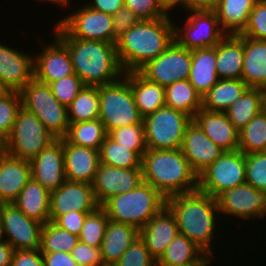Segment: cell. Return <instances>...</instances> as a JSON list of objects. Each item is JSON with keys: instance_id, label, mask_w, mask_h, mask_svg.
Listing matches in <instances>:
<instances>
[{"instance_id": "cell-1", "label": "cell", "mask_w": 266, "mask_h": 266, "mask_svg": "<svg viewBox=\"0 0 266 266\" xmlns=\"http://www.w3.org/2000/svg\"><path fill=\"white\" fill-rule=\"evenodd\" d=\"M166 206L176 218L179 234L194 242L212 259L215 252L211 243L220 215L217 200L197 189L166 198Z\"/></svg>"}, {"instance_id": "cell-2", "label": "cell", "mask_w": 266, "mask_h": 266, "mask_svg": "<svg viewBox=\"0 0 266 266\" xmlns=\"http://www.w3.org/2000/svg\"><path fill=\"white\" fill-rule=\"evenodd\" d=\"M170 16L141 20L117 38L115 46L124 73L138 71L175 41L174 20Z\"/></svg>"}, {"instance_id": "cell-3", "label": "cell", "mask_w": 266, "mask_h": 266, "mask_svg": "<svg viewBox=\"0 0 266 266\" xmlns=\"http://www.w3.org/2000/svg\"><path fill=\"white\" fill-rule=\"evenodd\" d=\"M141 168L143 181L165 198L198 189V175L180 149H147Z\"/></svg>"}, {"instance_id": "cell-4", "label": "cell", "mask_w": 266, "mask_h": 266, "mask_svg": "<svg viewBox=\"0 0 266 266\" xmlns=\"http://www.w3.org/2000/svg\"><path fill=\"white\" fill-rule=\"evenodd\" d=\"M68 48L75 74L85 86H102L119 80L124 71L114 43L59 38Z\"/></svg>"}, {"instance_id": "cell-5", "label": "cell", "mask_w": 266, "mask_h": 266, "mask_svg": "<svg viewBox=\"0 0 266 266\" xmlns=\"http://www.w3.org/2000/svg\"><path fill=\"white\" fill-rule=\"evenodd\" d=\"M165 206L166 198L144 181L135 189L115 195L101 205L110 220L132 225L138 230Z\"/></svg>"}, {"instance_id": "cell-6", "label": "cell", "mask_w": 266, "mask_h": 266, "mask_svg": "<svg viewBox=\"0 0 266 266\" xmlns=\"http://www.w3.org/2000/svg\"><path fill=\"white\" fill-rule=\"evenodd\" d=\"M56 139L36 115L21 107L11 134L2 143V150L12 157L31 162Z\"/></svg>"}, {"instance_id": "cell-7", "label": "cell", "mask_w": 266, "mask_h": 266, "mask_svg": "<svg viewBox=\"0 0 266 266\" xmlns=\"http://www.w3.org/2000/svg\"><path fill=\"white\" fill-rule=\"evenodd\" d=\"M99 100V120L107 133L123 126L143 123L130 82L124 75L113 83L99 86Z\"/></svg>"}, {"instance_id": "cell-8", "label": "cell", "mask_w": 266, "mask_h": 266, "mask_svg": "<svg viewBox=\"0 0 266 266\" xmlns=\"http://www.w3.org/2000/svg\"><path fill=\"white\" fill-rule=\"evenodd\" d=\"M19 93L21 106L36 115L55 138L66 136L69 129L67 107L52 94L48 84L33 78Z\"/></svg>"}, {"instance_id": "cell-9", "label": "cell", "mask_w": 266, "mask_h": 266, "mask_svg": "<svg viewBox=\"0 0 266 266\" xmlns=\"http://www.w3.org/2000/svg\"><path fill=\"white\" fill-rule=\"evenodd\" d=\"M58 38H75L116 43L113 16L90 8L87 4L69 13L54 25Z\"/></svg>"}, {"instance_id": "cell-10", "label": "cell", "mask_w": 266, "mask_h": 266, "mask_svg": "<svg viewBox=\"0 0 266 266\" xmlns=\"http://www.w3.org/2000/svg\"><path fill=\"white\" fill-rule=\"evenodd\" d=\"M193 118L164 106L143 118L148 149H180L187 126Z\"/></svg>"}, {"instance_id": "cell-11", "label": "cell", "mask_w": 266, "mask_h": 266, "mask_svg": "<svg viewBox=\"0 0 266 266\" xmlns=\"http://www.w3.org/2000/svg\"><path fill=\"white\" fill-rule=\"evenodd\" d=\"M246 183L245 154L240 150L224 151L198 175V190L215 199L226 190Z\"/></svg>"}, {"instance_id": "cell-12", "label": "cell", "mask_w": 266, "mask_h": 266, "mask_svg": "<svg viewBox=\"0 0 266 266\" xmlns=\"http://www.w3.org/2000/svg\"><path fill=\"white\" fill-rule=\"evenodd\" d=\"M188 12L184 25L179 27L174 21V39L179 46L188 50L215 47L227 35L214 10Z\"/></svg>"}, {"instance_id": "cell-13", "label": "cell", "mask_w": 266, "mask_h": 266, "mask_svg": "<svg viewBox=\"0 0 266 266\" xmlns=\"http://www.w3.org/2000/svg\"><path fill=\"white\" fill-rule=\"evenodd\" d=\"M191 50L175 41L157 58L147 62L138 72L147 80L167 87L176 81L186 80L191 69Z\"/></svg>"}, {"instance_id": "cell-14", "label": "cell", "mask_w": 266, "mask_h": 266, "mask_svg": "<svg viewBox=\"0 0 266 266\" xmlns=\"http://www.w3.org/2000/svg\"><path fill=\"white\" fill-rule=\"evenodd\" d=\"M0 218L5 241L14 250L40 249L43 224L27 217L13 203L0 204Z\"/></svg>"}, {"instance_id": "cell-15", "label": "cell", "mask_w": 266, "mask_h": 266, "mask_svg": "<svg viewBox=\"0 0 266 266\" xmlns=\"http://www.w3.org/2000/svg\"><path fill=\"white\" fill-rule=\"evenodd\" d=\"M220 215L240 219H264L266 217V192L244 183L221 193L217 198Z\"/></svg>"}, {"instance_id": "cell-16", "label": "cell", "mask_w": 266, "mask_h": 266, "mask_svg": "<svg viewBox=\"0 0 266 266\" xmlns=\"http://www.w3.org/2000/svg\"><path fill=\"white\" fill-rule=\"evenodd\" d=\"M50 221L75 212H93L98 204L92 184L66 180L57 190L50 192Z\"/></svg>"}, {"instance_id": "cell-17", "label": "cell", "mask_w": 266, "mask_h": 266, "mask_svg": "<svg viewBox=\"0 0 266 266\" xmlns=\"http://www.w3.org/2000/svg\"><path fill=\"white\" fill-rule=\"evenodd\" d=\"M143 182L142 168H117L100 163L92 188L101 206L109 198L135 189Z\"/></svg>"}, {"instance_id": "cell-18", "label": "cell", "mask_w": 266, "mask_h": 266, "mask_svg": "<svg viewBox=\"0 0 266 266\" xmlns=\"http://www.w3.org/2000/svg\"><path fill=\"white\" fill-rule=\"evenodd\" d=\"M51 37V44L34 56V78L45 84L75 74L67 46L54 33Z\"/></svg>"}, {"instance_id": "cell-19", "label": "cell", "mask_w": 266, "mask_h": 266, "mask_svg": "<svg viewBox=\"0 0 266 266\" xmlns=\"http://www.w3.org/2000/svg\"><path fill=\"white\" fill-rule=\"evenodd\" d=\"M31 177L49 192L57 190L65 181L62 138L56 139L31 162Z\"/></svg>"}, {"instance_id": "cell-20", "label": "cell", "mask_w": 266, "mask_h": 266, "mask_svg": "<svg viewBox=\"0 0 266 266\" xmlns=\"http://www.w3.org/2000/svg\"><path fill=\"white\" fill-rule=\"evenodd\" d=\"M180 150L197 175L224 152L193 120L186 128Z\"/></svg>"}, {"instance_id": "cell-21", "label": "cell", "mask_w": 266, "mask_h": 266, "mask_svg": "<svg viewBox=\"0 0 266 266\" xmlns=\"http://www.w3.org/2000/svg\"><path fill=\"white\" fill-rule=\"evenodd\" d=\"M0 78L9 91L19 92L34 78V56L0 42Z\"/></svg>"}, {"instance_id": "cell-22", "label": "cell", "mask_w": 266, "mask_h": 266, "mask_svg": "<svg viewBox=\"0 0 266 266\" xmlns=\"http://www.w3.org/2000/svg\"><path fill=\"white\" fill-rule=\"evenodd\" d=\"M66 180L92 184L100 165L99 150L78 146L62 138Z\"/></svg>"}, {"instance_id": "cell-23", "label": "cell", "mask_w": 266, "mask_h": 266, "mask_svg": "<svg viewBox=\"0 0 266 266\" xmlns=\"http://www.w3.org/2000/svg\"><path fill=\"white\" fill-rule=\"evenodd\" d=\"M178 234L176 218L167 206L139 230V237L156 260L162 256L165 249Z\"/></svg>"}, {"instance_id": "cell-24", "label": "cell", "mask_w": 266, "mask_h": 266, "mask_svg": "<svg viewBox=\"0 0 266 266\" xmlns=\"http://www.w3.org/2000/svg\"><path fill=\"white\" fill-rule=\"evenodd\" d=\"M199 128L223 151H235L239 146V131L225 112L201 108L193 117Z\"/></svg>"}, {"instance_id": "cell-25", "label": "cell", "mask_w": 266, "mask_h": 266, "mask_svg": "<svg viewBox=\"0 0 266 266\" xmlns=\"http://www.w3.org/2000/svg\"><path fill=\"white\" fill-rule=\"evenodd\" d=\"M30 179L29 161L0 151V204L13 203Z\"/></svg>"}, {"instance_id": "cell-26", "label": "cell", "mask_w": 266, "mask_h": 266, "mask_svg": "<svg viewBox=\"0 0 266 266\" xmlns=\"http://www.w3.org/2000/svg\"><path fill=\"white\" fill-rule=\"evenodd\" d=\"M244 36L227 34L216 45V70L219 79H241Z\"/></svg>"}, {"instance_id": "cell-27", "label": "cell", "mask_w": 266, "mask_h": 266, "mask_svg": "<svg viewBox=\"0 0 266 266\" xmlns=\"http://www.w3.org/2000/svg\"><path fill=\"white\" fill-rule=\"evenodd\" d=\"M138 237L136 227L109 219L100 247L104 265L113 266Z\"/></svg>"}, {"instance_id": "cell-28", "label": "cell", "mask_w": 266, "mask_h": 266, "mask_svg": "<svg viewBox=\"0 0 266 266\" xmlns=\"http://www.w3.org/2000/svg\"><path fill=\"white\" fill-rule=\"evenodd\" d=\"M129 80L135 104L144 118L165 106V87L151 82L138 71L124 73Z\"/></svg>"}, {"instance_id": "cell-29", "label": "cell", "mask_w": 266, "mask_h": 266, "mask_svg": "<svg viewBox=\"0 0 266 266\" xmlns=\"http://www.w3.org/2000/svg\"><path fill=\"white\" fill-rule=\"evenodd\" d=\"M241 79L250 88L266 87V40L244 36V60Z\"/></svg>"}, {"instance_id": "cell-30", "label": "cell", "mask_w": 266, "mask_h": 266, "mask_svg": "<svg viewBox=\"0 0 266 266\" xmlns=\"http://www.w3.org/2000/svg\"><path fill=\"white\" fill-rule=\"evenodd\" d=\"M191 57L188 81L203 96L220 80L216 70V46L191 50Z\"/></svg>"}, {"instance_id": "cell-31", "label": "cell", "mask_w": 266, "mask_h": 266, "mask_svg": "<svg viewBox=\"0 0 266 266\" xmlns=\"http://www.w3.org/2000/svg\"><path fill=\"white\" fill-rule=\"evenodd\" d=\"M50 192L32 177L13 204L27 217L41 224L50 221Z\"/></svg>"}, {"instance_id": "cell-32", "label": "cell", "mask_w": 266, "mask_h": 266, "mask_svg": "<svg viewBox=\"0 0 266 266\" xmlns=\"http://www.w3.org/2000/svg\"><path fill=\"white\" fill-rule=\"evenodd\" d=\"M257 0H218L214 8L220 28L226 34H240L247 26Z\"/></svg>"}, {"instance_id": "cell-33", "label": "cell", "mask_w": 266, "mask_h": 266, "mask_svg": "<svg viewBox=\"0 0 266 266\" xmlns=\"http://www.w3.org/2000/svg\"><path fill=\"white\" fill-rule=\"evenodd\" d=\"M212 260L194 242L178 234L157 261L166 265H210Z\"/></svg>"}, {"instance_id": "cell-34", "label": "cell", "mask_w": 266, "mask_h": 266, "mask_svg": "<svg viewBox=\"0 0 266 266\" xmlns=\"http://www.w3.org/2000/svg\"><path fill=\"white\" fill-rule=\"evenodd\" d=\"M248 88L242 79H220L202 96V108L225 112Z\"/></svg>"}, {"instance_id": "cell-35", "label": "cell", "mask_w": 266, "mask_h": 266, "mask_svg": "<svg viewBox=\"0 0 266 266\" xmlns=\"http://www.w3.org/2000/svg\"><path fill=\"white\" fill-rule=\"evenodd\" d=\"M165 106L186 113L192 118L202 108V96L186 80L165 87Z\"/></svg>"}, {"instance_id": "cell-36", "label": "cell", "mask_w": 266, "mask_h": 266, "mask_svg": "<svg viewBox=\"0 0 266 266\" xmlns=\"http://www.w3.org/2000/svg\"><path fill=\"white\" fill-rule=\"evenodd\" d=\"M260 111L262 93L259 88L248 87L246 91L225 111L234 127L242 130Z\"/></svg>"}, {"instance_id": "cell-37", "label": "cell", "mask_w": 266, "mask_h": 266, "mask_svg": "<svg viewBox=\"0 0 266 266\" xmlns=\"http://www.w3.org/2000/svg\"><path fill=\"white\" fill-rule=\"evenodd\" d=\"M69 123L91 121L99 118V86H84L67 107Z\"/></svg>"}, {"instance_id": "cell-38", "label": "cell", "mask_w": 266, "mask_h": 266, "mask_svg": "<svg viewBox=\"0 0 266 266\" xmlns=\"http://www.w3.org/2000/svg\"><path fill=\"white\" fill-rule=\"evenodd\" d=\"M107 136L105 126L98 118L91 121L69 123V129L64 138L71 144L100 151Z\"/></svg>"}, {"instance_id": "cell-39", "label": "cell", "mask_w": 266, "mask_h": 266, "mask_svg": "<svg viewBox=\"0 0 266 266\" xmlns=\"http://www.w3.org/2000/svg\"><path fill=\"white\" fill-rule=\"evenodd\" d=\"M100 163L117 168H141L142 157L130 147L116 143L109 136L100 148Z\"/></svg>"}, {"instance_id": "cell-40", "label": "cell", "mask_w": 266, "mask_h": 266, "mask_svg": "<svg viewBox=\"0 0 266 266\" xmlns=\"http://www.w3.org/2000/svg\"><path fill=\"white\" fill-rule=\"evenodd\" d=\"M238 150L245 155L266 151V113L263 110L239 131Z\"/></svg>"}, {"instance_id": "cell-41", "label": "cell", "mask_w": 266, "mask_h": 266, "mask_svg": "<svg viewBox=\"0 0 266 266\" xmlns=\"http://www.w3.org/2000/svg\"><path fill=\"white\" fill-rule=\"evenodd\" d=\"M79 237L71 234L63 228L49 221L41 230L40 251L42 253H54L58 251L71 253Z\"/></svg>"}, {"instance_id": "cell-42", "label": "cell", "mask_w": 266, "mask_h": 266, "mask_svg": "<svg viewBox=\"0 0 266 266\" xmlns=\"http://www.w3.org/2000/svg\"><path fill=\"white\" fill-rule=\"evenodd\" d=\"M108 221L109 218L101 206L88 213L79 235V241L92 247H101Z\"/></svg>"}, {"instance_id": "cell-43", "label": "cell", "mask_w": 266, "mask_h": 266, "mask_svg": "<svg viewBox=\"0 0 266 266\" xmlns=\"http://www.w3.org/2000/svg\"><path fill=\"white\" fill-rule=\"evenodd\" d=\"M108 136L116 143L124 147H130V150L136 151L141 157L148 149L146 145L144 123L113 129L108 133Z\"/></svg>"}, {"instance_id": "cell-44", "label": "cell", "mask_w": 266, "mask_h": 266, "mask_svg": "<svg viewBox=\"0 0 266 266\" xmlns=\"http://www.w3.org/2000/svg\"><path fill=\"white\" fill-rule=\"evenodd\" d=\"M21 96L17 91H9L0 96V142L11 134L18 110L21 108Z\"/></svg>"}, {"instance_id": "cell-45", "label": "cell", "mask_w": 266, "mask_h": 266, "mask_svg": "<svg viewBox=\"0 0 266 266\" xmlns=\"http://www.w3.org/2000/svg\"><path fill=\"white\" fill-rule=\"evenodd\" d=\"M246 183L257 190L266 192V152H253L245 155Z\"/></svg>"}, {"instance_id": "cell-46", "label": "cell", "mask_w": 266, "mask_h": 266, "mask_svg": "<svg viewBox=\"0 0 266 266\" xmlns=\"http://www.w3.org/2000/svg\"><path fill=\"white\" fill-rule=\"evenodd\" d=\"M124 6L141 20H153L169 16L170 9L164 0H124Z\"/></svg>"}, {"instance_id": "cell-47", "label": "cell", "mask_w": 266, "mask_h": 266, "mask_svg": "<svg viewBox=\"0 0 266 266\" xmlns=\"http://www.w3.org/2000/svg\"><path fill=\"white\" fill-rule=\"evenodd\" d=\"M58 101L68 107L85 86L77 74L65 76L48 84Z\"/></svg>"}, {"instance_id": "cell-48", "label": "cell", "mask_w": 266, "mask_h": 266, "mask_svg": "<svg viewBox=\"0 0 266 266\" xmlns=\"http://www.w3.org/2000/svg\"><path fill=\"white\" fill-rule=\"evenodd\" d=\"M156 259L138 237L113 266H154Z\"/></svg>"}, {"instance_id": "cell-49", "label": "cell", "mask_w": 266, "mask_h": 266, "mask_svg": "<svg viewBox=\"0 0 266 266\" xmlns=\"http://www.w3.org/2000/svg\"><path fill=\"white\" fill-rule=\"evenodd\" d=\"M247 38L266 40V0H257L247 26L240 33Z\"/></svg>"}, {"instance_id": "cell-50", "label": "cell", "mask_w": 266, "mask_h": 266, "mask_svg": "<svg viewBox=\"0 0 266 266\" xmlns=\"http://www.w3.org/2000/svg\"><path fill=\"white\" fill-rule=\"evenodd\" d=\"M71 256L78 266H105L100 247H92L81 241L75 245Z\"/></svg>"}, {"instance_id": "cell-51", "label": "cell", "mask_w": 266, "mask_h": 266, "mask_svg": "<svg viewBox=\"0 0 266 266\" xmlns=\"http://www.w3.org/2000/svg\"><path fill=\"white\" fill-rule=\"evenodd\" d=\"M140 21L141 18H139L132 10L123 6L113 15L114 36L119 38Z\"/></svg>"}, {"instance_id": "cell-52", "label": "cell", "mask_w": 266, "mask_h": 266, "mask_svg": "<svg viewBox=\"0 0 266 266\" xmlns=\"http://www.w3.org/2000/svg\"><path fill=\"white\" fill-rule=\"evenodd\" d=\"M91 212L71 211L59 216L54 223L64 230L79 237L81 229L85 223V218Z\"/></svg>"}, {"instance_id": "cell-53", "label": "cell", "mask_w": 266, "mask_h": 266, "mask_svg": "<svg viewBox=\"0 0 266 266\" xmlns=\"http://www.w3.org/2000/svg\"><path fill=\"white\" fill-rule=\"evenodd\" d=\"M11 266H44L40 249L14 250Z\"/></svg>"}, {"instance_id": "cell-54", "label": "cell", "mask_w": 266, "mask_h": 266, "mask_svg": "<svg viewBox=\"0 0 266 266\" xmlns=\"http://www.w3.org/2000/svg\"><path fill=\"white\" fill-rule=\"evenodd\" d=\"M218 0H174L170 5V11H173L176 7H184V10H214ZM179 6V7H178Z\"/></svg>"}, {"instance_id": "cell-55", "label": "cell", "mask_w": 266, "mask_h": 266, "mask_svg": "<svg viewBox=\"0 0 266 266\" xmlns=\"http://www.w3.org/2000/svg\"><path fill=\"white\" fill-rule=\"evenodd\" d=\"M44 266H78L68 252L42 253Z\"/></svg>"}, {"instance_id": "cell-56", "label": "cell", "mask_w": 266, "mask_h": 266, "mask_svg": "<svg viewBox=\"0 0 266 266\" xmlns=\"http://www.w3.org/2000/svg\"><path fill=\"white\" fill-rule=\"evenodd\" d=\"M86 3L90 8L102 11L109 15H114L124 6V0H89Z\"/></svg>"}, {"instance_id": "cell-57", "label": "cell", "mask_w": 266, "mask_h": 266, "mask_svg": "<svg viewBox=\"0 0 266 266\" xmlns=\"http://www.w3.org/2000/svg\"><path fill=\"white\" fill-rule=\"evenodd\" d=\"M14 249L8 242L0 244V266H11Z\"/></svg>"}, {"instance_id": "cell-58", "label": "cell", "mask_w": 266, "mask_h": 266, "mask_svg": "<svg viewBox=\"0 0 266 266\" xmlns=\"http://www.w3.org/2000/svg\"><path fill=\"white\" fill-rule=\"evenodd\" d=\"M37 1V0H36ZM41 1V3H42V1L45 3H50V4H55L56 6L58 5V6H60V8L61 7H68V5L71 3V0H38V2H40Z\"/></svg>"}, {"instance_id": "cell-59", "label": "cell", "mask_w": 266, "mask_h": 266, "mask_svg": "<svg viewBox=\"0 0 266 266\" xmlns=\"http://www.w3.org/2000/svg\"><path fill=\"white\" fill-rule=\"evenodd\" d=\"M262 93V110L266 113V87L261 89Z\"/></svg>"}, {"instance_id": "cell-60", "label": "cell", "mask_w": 266, "mask_h": 266, "mask_svg": "<svg viewBox=\"0 0 266 266\" xmlns=\"http://www.w3.org/2000/svg\"><path fill=\"white\" fill-rule=\"evenodd\" d=\"M8 92H9L8 88L4 85V83L2 82L0 78V96H3Z\"/></svg>"}, {"instance_id": "cell-61", "label": "cell", "mask_w": 266, "mask_h": 266, "mask_svg": "<svg viewBox=\"0 0 266 266\" xmlns=\"http://www.w3.org/2000/svg\"><path fill=\"white\" fill-rule=\"evenodd\" d=\"M154 266H209V265H166V264H162L156 260V263Z\"/></svg>"}, {"instance_id": "cell-62", "label": "cell", "mask_w": 266, "mask_h": 266, "mask_svg": "<svg viewBox=\"0 0 266 266\" xmlns=\"http://www.w3.org/2000/svg\"><path fill=\"white\" fill-rule=\"evenodd\" d=\"M3 242H5V237H4L2 222L0 218V244H2Z\"/></svg>"}, {"instance_id": "cell-63", "label": "cell", "mask_w": 266, "mask_h": 266, "mask_svg": "<svg viewBox=\"0 0 266 266\" xmlns=\"http://www.w3.org/2000/svg\"><path fill=\"white\" fill-rule=\"evenodd\" d=\"M166 3H167V5L169 6L174 0H164Z\"/></svg>"}]
</instances>
